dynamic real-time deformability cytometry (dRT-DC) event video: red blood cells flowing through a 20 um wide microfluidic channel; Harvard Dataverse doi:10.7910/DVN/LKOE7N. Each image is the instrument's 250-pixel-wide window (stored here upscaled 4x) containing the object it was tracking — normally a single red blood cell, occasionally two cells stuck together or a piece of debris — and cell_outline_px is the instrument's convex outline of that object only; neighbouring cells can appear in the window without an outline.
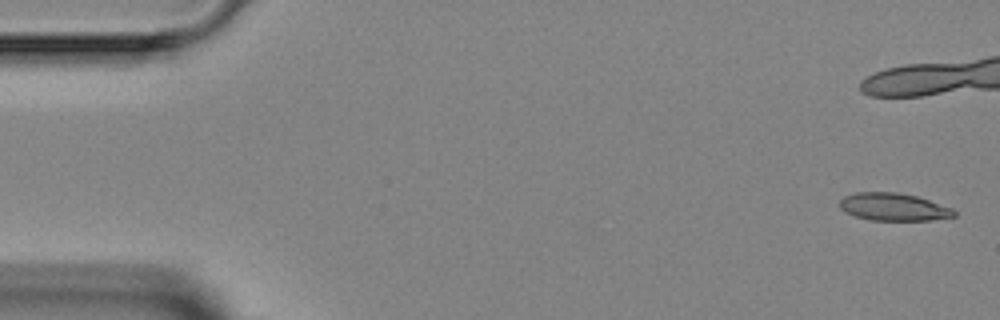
{"species": "Egyptian fruit bat (a non-hibernating species)", "species_latin": "Rousettus aegyptiacus", "temperature_condition": "room temperature", "stored_images_in_passage": 8, "camera_frame_rate_fps": 3000, "um_per_image_px": 0.085, "animal": {"sex": "female"}, "frame": {"image": 1, "passage_image": 1, "time_ms": 0.0, "image_size_px": [1000, 320], "cell_outline_px": [[956, 216], [928, 220], [868, 220], [844, 212], [840, 208], [840, 200], [844, 196], [856, 192], [896, 192], [916, 196], [952, 208], [956, 212]], "centroid_in_image_um": [75.92, 17.59], "position_along_channel_um": 9.1, "area_um2": 18.32}}
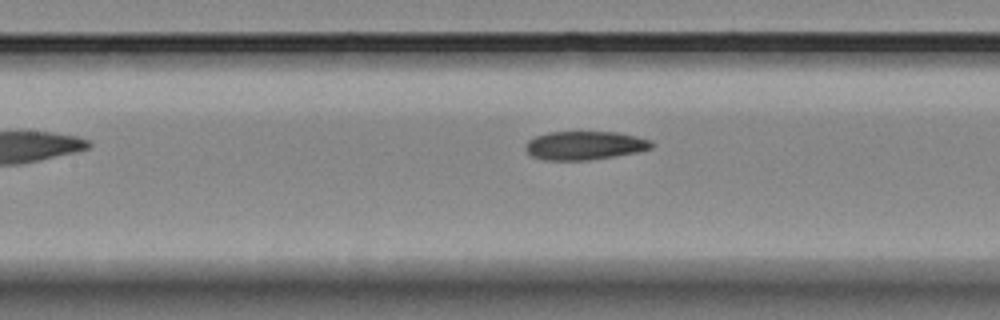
{"frame": {"image": 2, "passage_image": 8, "time_ms": 8.333, "image_size_px": [1000, 320], "cell_outline_px": [[652, 148], [636, 152], [616, 156], [588, 160], [544, 160], [532, 156], [524, 148], [528, 140], [536, 136], [548, 132], [616, 132], [636, 136], [652, 140]], "centroid_in_image_um": [49.69, 12.36], "position_along_channel_um": 157.7, "area_um2": 20.98}}